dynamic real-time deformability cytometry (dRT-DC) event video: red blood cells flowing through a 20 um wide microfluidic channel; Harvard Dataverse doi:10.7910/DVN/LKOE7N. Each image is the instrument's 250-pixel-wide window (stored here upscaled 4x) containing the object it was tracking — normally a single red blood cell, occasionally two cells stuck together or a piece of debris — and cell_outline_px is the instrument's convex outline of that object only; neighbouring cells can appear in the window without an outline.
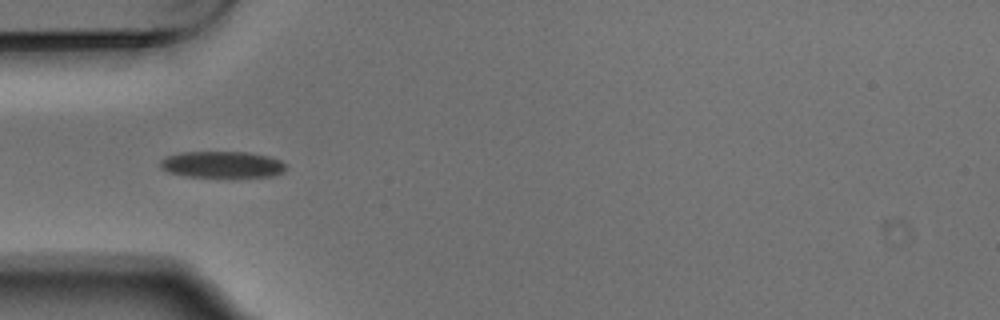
{"species": "Egyptian fruit bat (a non-hibernating species)", "species_latin": "Rousettus aegyptiacus", "temperature_condition": "warm", "stored_images_in_passage": 10, "segment_of_instrument_passage": [2, 2], "camera_frame_rate_fps": 3000, "um_per_image_px": 0.085, "animal": {"sex": "male"}, "frame": {"image": 1, "passage_image": 4, "time_ms": 1.0, "image_size_px": [1000, 320], "cell_outline_px": [[288, 168], [284, 172], [272, 176], [184, 176], [168, 172], [160, 168], [160, 160], [164, 156], [180, 152], [248, 152], [268, 156], [280, 160], [288, 164]], "centroid_in_image_um": [18.88, 13.97], "position_along_channel_um": 66.1, "area_um2": 19.48}}
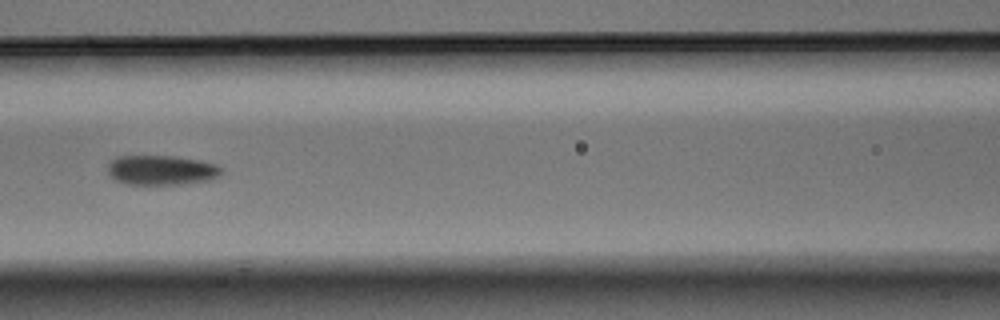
{"frame": {"image": 2, "passage_image": 6, "time_ms": 1.667, "image_size_px": [1000, 320], "cell_outline_px": [[224, 172], [208, 180], [188, 184], [124, 184], [116, 180], [108, 172], [108, 164], [116, 156], [172, 156], [200, 160], [216, 164], [224, 168]], "centroid_in_image_um": [13.74, 14.46], "position_along_channel_um": 152.9, "area_um2": 19.77}}
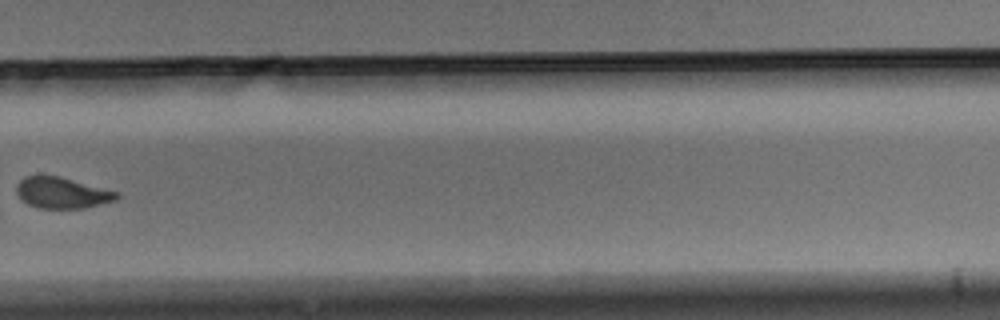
{"frame": {"image": 3, "passage_image": 10, "time_ms": 3.0, "image_size_px": [1000, 320], "cell_outline_px": [[120, 196], [116, 200], [84, 208], [40, 208], [28, 204], [20, 200], [16, 192], [16, 184], [24, 176], [60, 176], [120, 192]], "centroid_in_image_um": [5.27, 16.39], "position_along_channel_um": 324.5, "area_um2": 18.26}}